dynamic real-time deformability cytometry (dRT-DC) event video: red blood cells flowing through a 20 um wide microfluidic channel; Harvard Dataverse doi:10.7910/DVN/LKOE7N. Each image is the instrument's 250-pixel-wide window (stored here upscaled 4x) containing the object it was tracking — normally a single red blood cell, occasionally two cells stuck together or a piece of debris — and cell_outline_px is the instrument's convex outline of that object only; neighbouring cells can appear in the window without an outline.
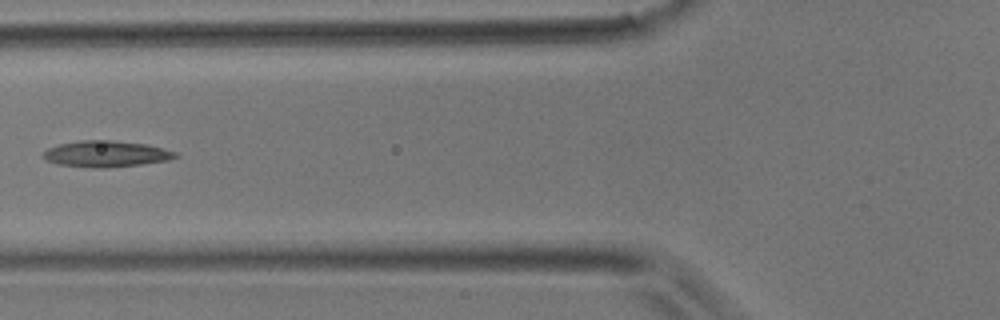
{"species": "common noctule bat (a hibernating species)", "species_latin": "Nyctalus noctula", "temperature_condition": "room temperature", "stored_images_in_passage": 4, "camera_frame_rate_fps": 3000, "um_per_image_px": 0.085, "animal": {"sex": "male", "body_mass_g": 17.9}, "frame": {"image": 1, "passage_image": 4, "time_ms": 1.0, "image_size_px": [1000, 320], "cell_outline_px": [[180, 156], [168, 160], [140, 164], [104, 168], [96, 168], [60, 164], [44, 160], [40, 156], [48, 148], [60, 144], [80, 140], [108, 140], [148, 144], [176, 152]], "centroid_in_image_um": [9.0, 13.07], "position_along_channel_um": 116.8, "area_um2": 20.11}}